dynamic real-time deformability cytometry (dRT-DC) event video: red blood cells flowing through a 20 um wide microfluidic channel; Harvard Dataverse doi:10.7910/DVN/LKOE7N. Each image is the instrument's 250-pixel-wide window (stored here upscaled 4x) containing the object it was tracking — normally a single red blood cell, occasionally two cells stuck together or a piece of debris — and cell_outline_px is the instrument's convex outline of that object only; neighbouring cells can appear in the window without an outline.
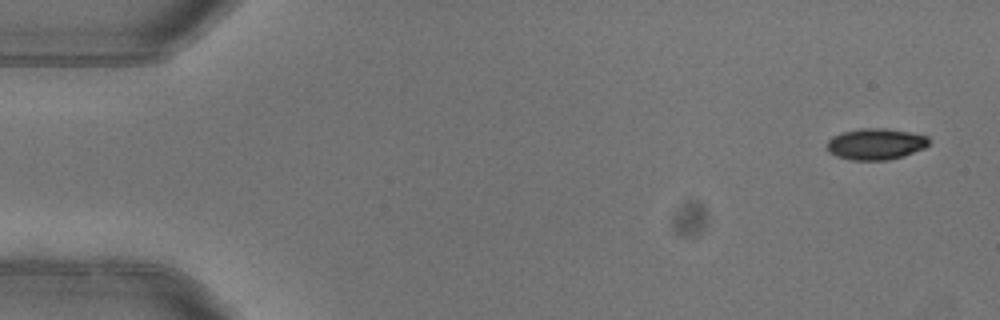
{"species": "common noctule bat (a hibernating species)", "species_latin": "Nyctalus noctula", "temperature_condition": "warm", "stored_images_in_passage": 2, "camera_frame_rate_fps": 3000, "um_per_image_px": 0.085, "animal": {"sex": "female"}, "frame": {"image": 1, "passage_image": 1, "time_ms": 0.0, "image_size_px": [1000, 320], "cell_outline_px": [[928, 144], [924, 148], [904, 156], [888, 160], [852, 160], [836, 156], [828, 152], [828, 140], [832, 136], [844, 132], [860, 128], [888, 128], [928, 136]], "centroid_in_image_um": [74.43, 12.24], "position_along_channel_um": 10.6, "area_um2": 18.55}}